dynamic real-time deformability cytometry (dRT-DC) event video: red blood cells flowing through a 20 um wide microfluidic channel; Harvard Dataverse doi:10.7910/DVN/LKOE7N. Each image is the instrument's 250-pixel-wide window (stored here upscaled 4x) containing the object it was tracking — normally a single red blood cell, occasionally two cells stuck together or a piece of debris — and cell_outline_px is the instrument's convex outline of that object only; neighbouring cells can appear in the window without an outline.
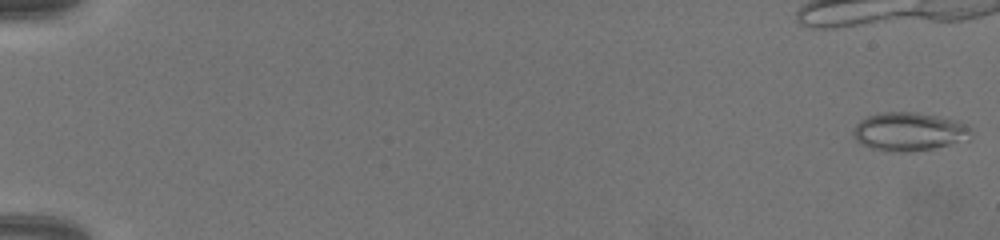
{"species": "common noctule bat (a hibernating species)", "species_latin": "Nyctalus noctula", "temperature_condition": "warm", "stored_images_in_passage": 56, "camera_frame_rate_fps": 3000, "um_per_image_px": 0.085, "animal": {"sex": "female", "body_mass_g": 19.5, "forearm_length_mm": 54.1}, "frame": {"image": 1, "passage_image": 1, "time_ms": 0.0, "image_size_px": [1000, 240], "cell_outline_px": [[972, 132], [968, 140], [932, 148], [908, 152], [888, 152], [872, 148], [856, 140], [852, 132], [856, 124], [860, 120], [868, 116], [884, 112], [916, 112], [960, 120], [972, 128]], "centroid_in_image_um": [77.31, 11.18], "position_along_channel_um": 7.7, "area_um2": 26.53}}